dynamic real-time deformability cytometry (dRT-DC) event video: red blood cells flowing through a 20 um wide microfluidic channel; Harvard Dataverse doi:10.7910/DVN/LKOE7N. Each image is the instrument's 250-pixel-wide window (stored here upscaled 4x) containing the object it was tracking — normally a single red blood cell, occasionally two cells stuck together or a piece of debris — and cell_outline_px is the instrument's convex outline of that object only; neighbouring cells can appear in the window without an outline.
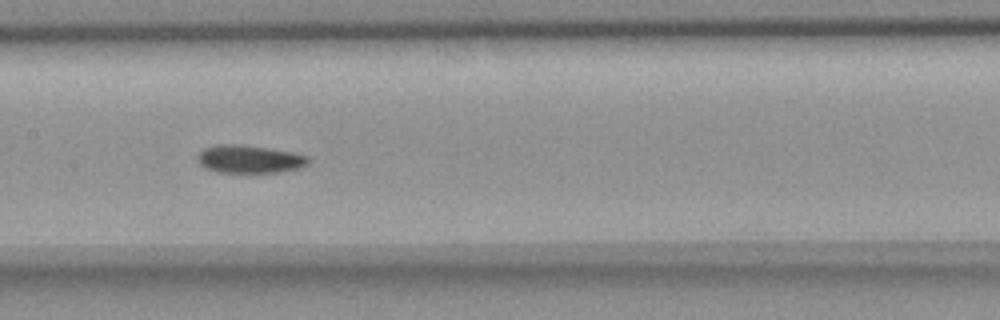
{"species": "common noctule bat (a hibernating species)", "species_latin": "Nyctalus noctula", "temperature_condition": "room temperature", "stored_images_in_passage": 10, "camera_frame_rate_fps": 3000, "um_per_image_px": 0.085, "animal": {"sex": "female", "body_mass_g": 18.4}, "frame": {"image": 1, "passage_image": 9, "time_ms": 2.667, "image_size_px": [1000, 320], "cell_outline_px": [[312, 160], [308, 164], [300, 168], [276, 172], [220, 172], [204, 168], [200, 164], [196, 156], [204, 148], [216, 144], [240, 144], [268, 148], [292, 152], [308, 156]], "centroid_in_image_um": [21.21, 13.51], "position_along_channel_um": 186.2, "area_um2": 18.09}}
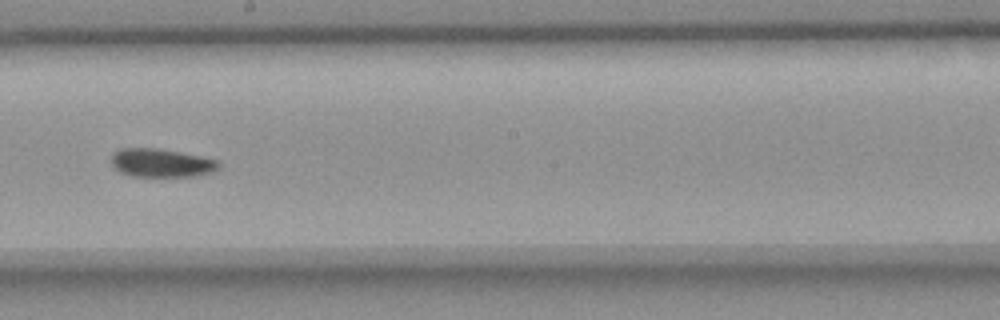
{"frame": {"image": 2, "passage_image": 10, "time_ms": 3.0, "image_size_px": [1000, 320], "cell_outline_px": [[220, 168], [212, 172], [196, 176], [132, 176], [120, 172], [112, 164], [112, 152], [120, 148], [160, 148], [204, 156], [220, 160]], "centroid_in_image_um": [13.76, 13.83], "position_along_channel_um": 234.4, "area_um2": 18.09}}